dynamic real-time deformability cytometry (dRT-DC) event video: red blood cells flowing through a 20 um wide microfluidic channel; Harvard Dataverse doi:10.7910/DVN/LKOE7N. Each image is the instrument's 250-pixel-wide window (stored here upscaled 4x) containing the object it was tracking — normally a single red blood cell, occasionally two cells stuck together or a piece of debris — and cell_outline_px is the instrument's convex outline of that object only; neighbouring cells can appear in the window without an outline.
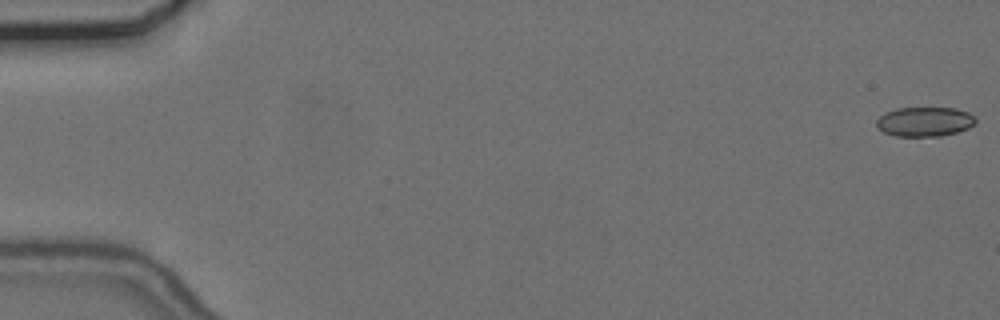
{"species": "common noctule bat (a hibernating species)", "species_latin": "Nyctalus noctula", "temperature_condition": "cold", "stored_images_in_passage": 7, "camera_frame_rate_fps": 3000, "um_per_image_px": 0.085, "animal": {"sex": "female", "body_mass_g": 24.6, "forearm_length_mm": 56.2}, "frame": {"image": 1, "passage_image": 1, "time_ms": 0.0, "image_size_px": [1000, 320], "cell_outline_px": [[976, 124], [968, 128], [956, 132], [940, 136], [896, 136], [884, 132], [876, 128], [876, 120], [884, 112], [896, 108], [956, 108], [968, 112], [976, 116]], "centroid_in_image_um": [78.59, 10.34], "position_along_channel_um": 6.4, "area_um2": 17.22}}